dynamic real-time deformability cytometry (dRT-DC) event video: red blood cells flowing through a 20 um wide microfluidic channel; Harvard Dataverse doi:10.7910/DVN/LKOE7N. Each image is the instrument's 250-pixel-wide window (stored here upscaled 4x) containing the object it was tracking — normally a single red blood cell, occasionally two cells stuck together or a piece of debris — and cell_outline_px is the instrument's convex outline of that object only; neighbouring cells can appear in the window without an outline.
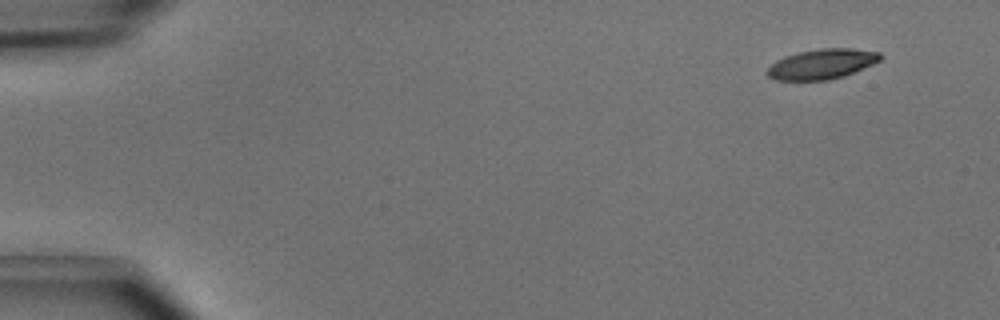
{"species": "common noctule bat (a hibernating species)", "species_latin": "Nyctalus noctula", "temperature_condition": "cold", "stored_images_in_passage": 3, "camera_frame_rate_fps": 3000, "um_per_image_px": 0.085, "animal": {"sex": "male", "body_mass_g": 15.6}, "frame": {"image": 1, "passage_image": 1, "time_ms": 0.0, "image_size_px": [1000, 320], "cell_outline_px": [[884, 56], [880, 60], [872, 64], [844, 76], [828, 80], [776, 80], [768, 76], [768, 68], [776, 60], [784, 56], [800, 52], [820, 48], [852, 48], [880, 52]], "centroid_in_image_um": [69.88, 5.43], "position_along_channel_um": 15.1, "area_um2": 19.71}}